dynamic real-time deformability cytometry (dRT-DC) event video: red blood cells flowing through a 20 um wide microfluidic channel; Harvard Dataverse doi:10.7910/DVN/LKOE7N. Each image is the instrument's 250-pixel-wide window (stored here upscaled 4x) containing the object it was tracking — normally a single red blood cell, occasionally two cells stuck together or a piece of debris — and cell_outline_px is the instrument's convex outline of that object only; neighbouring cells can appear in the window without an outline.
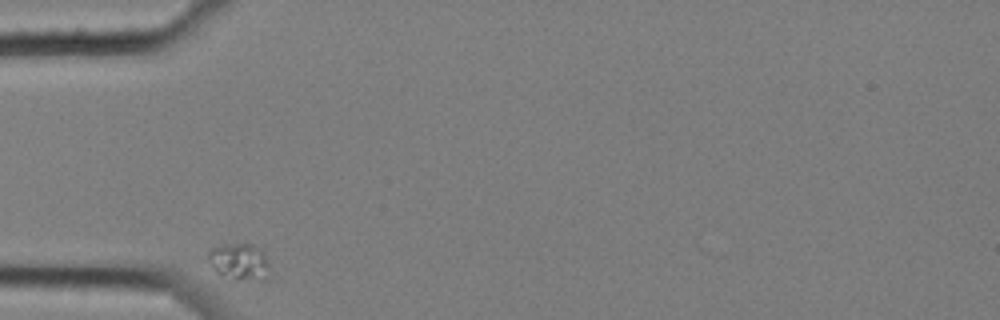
{"species": "common noctule bat (a hibernating species)", "species_latin": "Nyctalus noctula", "temperature_condition": "cold", "stored_images_in_passage": 3, "camera_frame_rate_fps": 3000, "um_per_image_px": 0.085, "animal": {"sex": "female", "body_mass_g": 25.1}, "frame": {"image": 1, "passage_image": 1, "time_ms": 0.0, "image_size_px": [1000, 320], "cell_outline_px": [[268, 280], [236, 280], [220, 276], [216, 272], [208, 260], [208, 252], [212, 248], [224, 244], [252, 244], [260, 248], [264, 252], [268, 264]], "centroid_in_image_um": [20.35, 22.27], "position_along_channel_um": 64.7, "area_um2": 13.35}}